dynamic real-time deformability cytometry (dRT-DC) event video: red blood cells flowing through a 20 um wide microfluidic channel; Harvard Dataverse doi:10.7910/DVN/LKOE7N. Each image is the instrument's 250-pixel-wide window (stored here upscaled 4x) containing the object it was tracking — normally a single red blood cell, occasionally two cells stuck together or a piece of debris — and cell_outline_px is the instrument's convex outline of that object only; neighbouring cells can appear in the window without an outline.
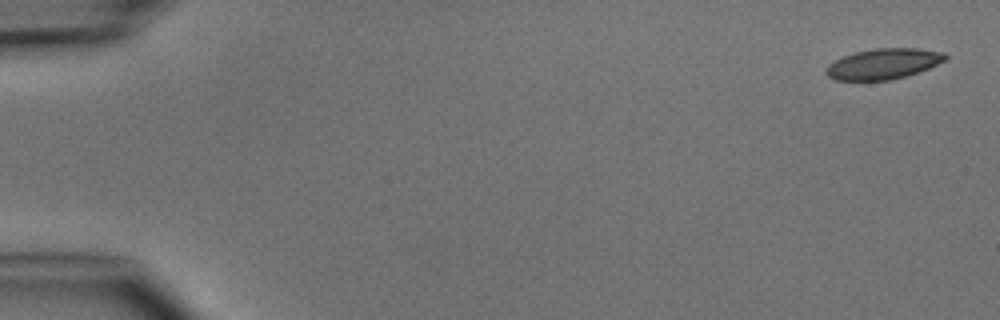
{"species": "common noctule bat (a hibernating species)", "species_latin": "Nyctalus noctula", "temperature_condition": "cold", "stored_images_in_passage": 5, "camera_frame_rate_fps": 3000, "um_per_image_px": 0.085, "animal": {"sex": "male", "body_mass_g": 15.6}, "frame": {"image": 1, "passage_image": 1, "time_ms": 0.0, "image_size_px": [1000, 320], "cell_outline_px": [[948, 56], [944, 60], [928, 68], [904, 76], [888, 80], [836, 80], [828, 76], [824, 72], [824, 68], [828, 64], [844, 56], [856, 52], [876, 48], [916, 48], [944, 52]], "centroid_in_image_um": [75.05, 5.42], "position_along_channel_um": 10.0, "area_um2": 20.98}}
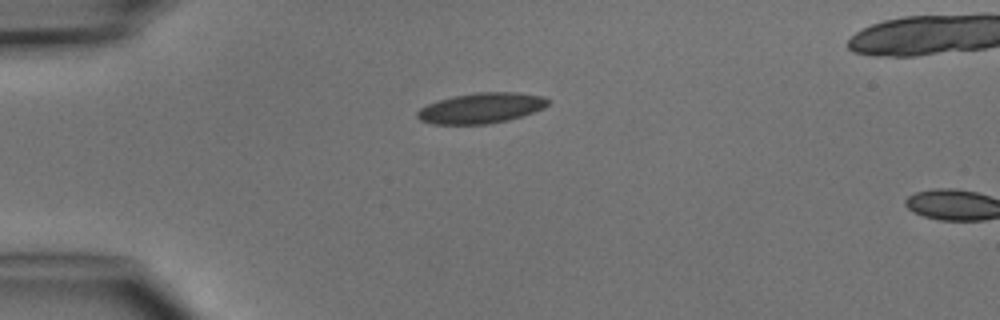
{"frame": {"image": 2, "passage_image": 4, "time_ms": 3.667, "image_size_px": [1000, 320], "cell_outline_px": [[552, 100], [544, 108], [508, 120], [488, 124], [432, 124], [420, 120], [416, 116], [416, 112], [420, 108], [428, 104], [452, 96], [476, 92], [516, 92], [544, 96]], "centroid_in_image_um": [40.91, 9.18], "position_along_channel_um": 44.1, "area_um2": 23.24}}